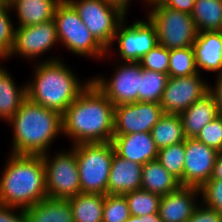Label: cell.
Masks as SVG:
<instances>
[{
	"instance_id": "cell-1",
	"label": "cell",
	"mask_w": 222,
	"mask_h": 222,
	"mask_svg": "<svg viewBox=\"0 0 222 222\" xmlns=\"http://www.w3.org/2000/svg\"><path fill=\"white\" fill-rule=\"evenodd\" d=\"M114 105L91 82L62 115L63 133L79 143L112 142Z\"/></svg>"
},
{
	"instance_id": "cell-2",
	"label": "cell",
	"mask_w": 222,
	"mask_h": 222,
	"mask_svg": "<svg viewBox=\"0 0 222 222\" xmlns=\"http://www.w3.org/2000/svg\"><path fill=\"white\" fill-rule=\"evenodd\" d=\"M0 179V204L27 209L47 198L42 155L12 154Z\"/></svg>"
},
{
	"instance_id": "cell-3",
	"label": "cell",
	"mask_w": 222,
	"mask_h": 222,
	"mask_svg": "<svg viewBox=\"0 0 222 222\" xmlns=\"http://www.w3.org/2000/svg\"><path fill=\"white\" fill-rule=\"evenodd\" d=\"M9 122L14 128L12 154L43 155L57 134L63 132L60 113L28 98Z\"/></svg>"
},
{
	"instance_id": "cell-4",
	"label": "cell",
	"mask_w": 222,
	"mask_h": 222,
	"mask_svg": "<svg viewBox=\"0 0 222 222\" xmlns=\"http://www.w3.org/2000/svg\"><path fill=\"white\" fill-rule=\"evenodd\" d=\"M61 60H46L36 67L35 77L27 86V98L63 115L73 101L92 82L80 84ZM84 85V86H83Z\"/></svg>"
},
{
	"instance_id": "cell-5",
	"label": "cell",
	"mask_w": 222,
	"mask_h": 222,
	"mask_svg": "<svg viewBox=\"0 0 222 222\" xmlns=\"http://www.w3.org/2000/svg\"><path fill=\"white\" fill-rule=\"evenodd\" d=\"M78 172L80 176L81 193L107 194L114 147L107 143H79L73 145Z\"/></svg>"
},
{
	"instance_id": "cell-6",
	"label": "cell",
	"mask_w": 222,
	"mask_h": 222,
	"mask_svg": "<svg viewBox=\"0 0 222 222\" xmlns=\"http://www.w3.org/2000/svg\"><path fill=\"white\" fill-rule=\"evenodd\" d=\"M148 19L155 26L158 44L168 50L192 47L198 31L191 14L166 7L161 2L152 4Z\"/></svg>"
},
{
	"instance_id": "cell-7",
	"label": "cell",
	"mask_w": 222,
	"mask_h": 222,
	"mask_svg": "<svg viewBox=\"0 0 222 222\" xmlns=\"http://www.w3.org/2000/svg\"><path fill=\"white\" fill-rule=\"evenodd\" d=\"M53 19L56 23L58 41H61L71 52L80 56L89 55L98 58L107 53L67 0H61L57 4Z\"/></svg>"
},
{
	"instance_id": "cell-8",
	"label": "cell",
	"mask_w": 222,
	"mask_h": 222,
	"mask_svg": "<svg viewBox=\"0 0 222 222\" xmlns=\"http://www.w3.org/2000/svg\"><path fill=\"white\" fill-rule=\"evenodd\" d=\"M94 38L108 51L125 13L105 0H67Z\"/></svg>"
},
{
	"instance_id": "cell-9",
	"label": "cell",
	"mask_w": 222,
	"mask_h": 222,
	"mask_svg": "<svg viewBox=\"0 0 222 222\" xmlns=\"http://www.w3.org/2000/svg\"><path fill=\"white\" fill-rule=\"evenodd\" d=\"M45 166L47 196L53 199H69L81 193L75 150L48 159L47 152L42 155Z\"/></svg>"
},
{
	"instance_id": "cell-10",
	"label": "cell",
	"mask_w": 222,
	"mask_h": 222,
	"mask_svg": "<svg viewBox=\"0 0 222 222\" xmlns=\"http://www.w3.org/2000/svg\"><path fill=\"white\" fill-rule=\"evenodd\" d=\"M112 79L102 77L92 79V83L109 99L114 106L132 104L140 101V76L142 66L139 62H125L119 66Z\"/></svg>"
},
{
	"instance_id": "cell-11",
	"label": "cell",
	"mask_w": 222,
	"mask_h": 222,
	"mask_svg": "<svg viewBox=\"0 0 222 222\" xmlns=\"http://www.w3.org/2000/svg\"><path fill=\"white\" fill-rule=\"evenodd\" d=\"M199 76L198 72L190 76L169 77L159 103L164 114H181L209 93L208 84Z\"/></svg>"
},
{
	"instance_id": "cell-12",
	"label": "cell",
	"mask_w": 222,
	"mask_h": 222,
	"mask_svg": "<svg viewBox=\"0 0 222 222\" xmlns=\"http://www.w3.org/2000/svg\"><path fill=\"white\" fill-rule=\"evenodd\" d=\"M159 103L138 101L114 107V135L151 132L163 115Z\"/></svg>"
},
{
	"instance_id": "cell-13",
	"label": "cell",
	"mask_w": 222,
	"mask_h": 222,
	"mask_svg": "<svg viewBox=\"0 0 222 222\" xmlns=\"http://www.w3.org/2000/svg\"><path fill=\"white\" fill-rule=\"evenodd\" d=\"M123 22L117 28L114 41L118 39V49L125 62H139L145 54L158 45L155 26L149 19L147 22L136 21L126 27Z\"/></svg>"
},
{
	"instance_id": "cell-14",
	"label": "cell",
	"mask_w": 222,
	"mask_h": 222,
	"mask_svg": "<svg viewBox=\"0 0 222 222\" xmlns=\"http://www.w3.org/2000/svg\"><path fill=\"white\" fill-rule=\"evenodd\" d=\"M184 149L183 186L201 188L211 179L215 161L220 152L195 138H186Z\"/></svg>"
},
{
	"instance_id": "cell-15",
	"label": "cell",
	"mask_w": 222,
	"mask_h": 222,
	"mask_svg": "<svg viewBox=\"0 0 222 222\" xmlns=\"http://www.w3.org/2000/svg\"><path fill=\"white\" fill-rule=\"evenodd\" d=\"M58 41L54 19L27 27L15 28V38L9 56L19 53L26 58H36L52 48Z\"/></svg>"
},
{
	"instance_id": "cell-16",
	"label": "cell",
	"mask_w": 222,
	"mask_h": 222,
	"mask_svg": "<svg viewBox=\"0 0 222 222\" xmlns=\"http://www.w3.org/2000/svg\"><path fill=\"white\" fill-rule=\"evenodd\" d=\"M112 144L118 156L141 165L156 160L159 151L151 132L113 135Z\"/></svg>"
},
{
	"instance_id": "cell-17",
	"label": "cell",
	"mask_w": 222,
	"mask_h": 222,
	"mask_svg": "<svg viewBox=\"0 0 222 222\" xmlns=\"http://www.w3.org/2000/svg\"><path fill=\"white\" fill-rule=\"evenodd\" d=\"M200 188L193 186H180L172 193L161 196L159 217L162 222H187L197 205L195 195Z\"/></svg>"
},
{
	"instance_id": "cell-18",
	"label": "cell",
	"mask_w": 222,
	"mask_h": 222,
	"mask_svg": "<svg viewBox=\"0 0 222 222\" xmlns=\"http://www.w3.org/2000/svg\"><path fill=\"white\" fill-rule=\"evenodd\" d=\"M142 167L143 165L124 159L114 152L108 178L107 194L124 195L128 192L140 190Z\"/></svg>"
},
{
	"instance_id": "cell-19",
	"label": "cell",
	"mask_w": 222,
	"mask_h": 222,
	"mask_svg": "<svg viewBox=\"0 0 222 222\" xmlns=\"http://www.w3.org/2000/svg\"><path fill=\"white\" fill-rule=\"evenodd\" d=\"M196 68L207 71H218L222 74V32L202 31L198 32L197 38L192 45Z\"/></svg>"
},
{
	"instance_id": "cell-20",
	"label": "cell",
	"mask_w": 222,
	"mask_h": 222,
	"mask_svg": "<svg viewBox=\"0 0 222 222\" xmlns=\"http://www.w3.org/2000/svg\"><path fill=\"white\" fill-rule=\"evenodd\" d=\"M219 115L215 99L210 93L195 101L180 114L185 137L195 138L210 121Z\"/></svg>"
},
{
	"instance_id": "cell-21",
	"label": "cell",
	"mask_w": 222,
	"mask_h": 222,
	"mask_svg": "<svg viewBox=\"0 0 222 222\" xmlns=\"http://www.w3.org/2000/svg\"><path fill=\"white\" fill-rule=\"evenodd\" d=\"M28 222H74L70 203L67 199L44 198L25 209Z\"/></svg>"
},
{
	"instance_id": "cell-22",
	"label": "cell",
	"mask_w": 222,
	"mask_h": 222,
	"mask_svg": "<svg viewBox=\"0 0 222 222\" xmlns=\"http://www.w3.org/2000/svg\"><path fill=\"white\" fill-rule=\"evenodd\" d=\"M181 186L157 160L149 161L142 167L141 189L160 196L172 193Z\"/></svg>"
},
{
	"instance_id": "cell-23",
	"label": "cell",
	"mask_w": 222,
	"mask_h": 222,
	"mask_svg": "<svg viewBox=\"0 0 222 222\" xmlns=\"http://www.w3.org/2000/svg\"><path fill=\"white\" fill-rule=\"evenodd\" d=\"M61 0H15L10 7L17 10L19 27H27L50 21Z\"/></svg>"
},
{
	"instance_id": "cell-24",
	"label": "cell",
	"mask_w": 222,
	"mask_h": 222,
	"mask_svg": "<svg viewBox=\"0 0 222 222\" xmlns=\"http://www.w3.org/2000/svg\"><path fill=\"white\" fill-rule=\"evenodd\" d=\"M27 99V86L17 88L11 75L0 67V118L9 121Z\"/></svg>"
},
{
	"instance_id": "cell-25",
	"label": "cell",
	"mask_w": 222,
	"mask_h": 222,
	"mask_svg": "<svg viewBox=\"0 0 222 222\" xmlns=\"http://www.w3.org/2000/svg\"><path fill=\"white\" fill-rule=\"evenodd\" d=\"M67 200L74 222H102L105 195L79 193Z\"/></svg>"
},
{
	"instance_id": "cell-26",
	"label": "cell",
	"mask_w": 222,
	"mask_h": 222,
	"mask_svg": "<svg viewBox=\"0 0 222 222\" xmlns=\"http://www.w3.org/2000/svg\"><path fill=\"white\" fill-rule=\"evenodd\" d=\"M151 134L158 149L184 142L186 139L180 114H163L152 127Z\"/></svg>"
},
{
	"instance_id": "cell-27",
	"label": "cell",
	"mask_w": 222,
	"mask_h": 222,
	"mask_svg": "<svg viewBox=\"0 0 222 222\" xmlns=\"http://www.w3.org/2000/svg\"><path fill=\"white\" fill-rule=\"evenodd\" d=\"M191 17L198 32L220 31L222 28V0H195Z\"/></svg>"
},
{
	"instance_id": "cell-28",
	"label": "cell",
	"mask_w": 222,
	"mask_h": 222,
	"mask_svg": "<svg viewBox=\"0 0 222 222\" xmlns=\"http://www.w3.org/2000/svg\"><path fill=\"white\" fill-rule=\"evenodd\" d=\"M169 75L142 68L140 76V101L160 103Z\"/></svg>"
},
{
	"instance_id": "cell-29",
	"label": "cell",
	"mask_w": 222,
	"mask_h": 222,
	"mask_svg": "<svg viewBox=\"0 0 222 222\" xmlns=\"http://www.w3.org/2000/svg\"><path fill=\"white\" fill-rule=\"evenodd\" d=\"M130 214L141 217L144 215L158 214L161 196L143 189L124 194Z\"/></svg>"
},
{
	"instance_id": "cell-30",
	"label": "cell",
	"mask_w": 222,
	"mask_h": 222,
	"mask_svg": "<svg viewBox=\"0 0 222 222\" xmlns=\"http://www.w3.org/2000/svg\"><path fill=\"white\" fill-rule=\"evenodd\" d=\"M183 186V168L185 164L184 142L159 149L156 159Z\"/></svg>"
},
{
	"instance_id": "cell-31",
	"label": "cell",
	"mask_w": 222,
	"mask_h": 222,
	"mask_svg": "<svg viewBox=\"0 0 222 222\" xmlns=\"http://www.w3.org/2000/svg\"><path fill=\"white\" fill-rule=\"evenodd\" d=\"M169 59V77H184L198 73L192 47L171 49Z\"/></svg>"
},
{
	"instance_id": "cell-32",
	"label": "cell",
	"mask_w": 222,
	"mask_h": 222,
	"mask_svg": "<svg viewBox=\"0 0 222 222\" xmlns=\"http://www.w3.org/2000/svg\"><path fill=\"white\" fill-rule=\"evenodd\" d=\"M130 216L124 195H105L102 222H125Z\"/></svg>"
},
{
	"instance_id": "cell-33",
	"label": "cell",
	"mask_w": 222,
	"mask_h": 222,
	"mask_svg": "<svg viewBox=\"0 0 222 222\" xmlns=\"http://www.w3.org/2000/svg\"><path fill=\"white\" fill-rule=\"evenodd\" d=\"M170 50L162 45H156L149 53L145 54L139 63L143 69L153 70L168 75Z\"/></svg>"
},
{
	"instance_id": "cell-34",
	"label": "cell",
	"mask_w": 222,
	"mask_h": 222,
	"mask_svg": "<svg viewBox=\"0 0 222 222\" xmlns=\"http://www.w3.org/2000/svg\"><path fill=\"white\" fill-rule=\"evenodd\" d=\"M10 7L0 6V57L7 58L12 51L15 29L8 16Z\"/></svg>"
},
{
	"instance_id": "cell-35",
	"label": "cell",
	"mask_w": 222,
	"mask_h": 222,
	"mask_svg": "<svg viewBox=\"0 0 222 222\" xmlns=\"http://www.w3.org/2000/svg\"><path fill=\"white\" fill-rule=\"evenodd\" d=\"M195 139L218 152H222V114L210 121Z\"/></svg>"
},
{
	"instance_id": "cell-36",
	"label": "cell",
	"mask_w": 222,
	"mask_h": 222,
	"mask_svg": "<svg viewBox=\"0 0 222 222\" xmlns=\"http://www.w3.org/2000/svg\"><path fill=\"white\" fill-rule=\"evenodd\" d=\"M205 206L217 210L222 215V180H208L201 188Z\"/></svg>"
},
{
	"instance_id": "cell-37",
	"label": "cell",
	"mask_w": 222,
	"mask_h": 222,
	"mask_svg": "<svg viewBox=\"0 0 222 222\" xmlns=\"http://www.w3.org/2000/svg\"><path fill=\"white\" fill-rule=\"evenodd\" d=\"M187 222H222V215L215 209L196 207L191 218Z\"/></svg>"
},
{
	"instance_id": "cell-38",
	"label": "cell",
	"mask_w": 222,
	"mask_h": 222,
	"mask_svg": "<svg viewBox=\"0 0 222 222\" xmlns=\"http://www.w3.org/2000/svg\"><path fill=\"white\" fill-rule=\"evenodd\" d=\"M14 208L17 209L16 207L0 204V222H28L25 210L20 209V213L16 215L12 211Z\"/></svg>"
},
{
	"instance_id": "cell-39",
	"label": "cell",
	"mask_w": 222,
	"mask_h": 222,
	"mask_svg": "<svg viewBox=\"0 0 222 222\" xmlns=\"http://www.w3.org/2000/svg\"><path fill=\"white\" fill-rule=\"evenodd\" d=\"M161 3L168 8L191 14L195 0H162Z\"/></svg>"
},
{
	"instance_id": "cell-40",
	"label": "cell",
	"mask_w": 222,
	"mask_h": 222,
	"mask_svg": "<svg viewBox=\"0 0 222 222\" xmlns=\"http://www.w3.org/2000/svg\"><path fill=\"white\" fill-rule=\"evenodd\" d=\"M215 86V89L209 87V93L214 97L218 111L222 114V74L218 75L217 84Z\"/></svg>"
},
{
	"instance_id": "cell-41",
	"label": "cell",
	"mask_w": 222,
	"mask_h": 222,
	"mask_svg": "<svg viewBox=\"0 0 222 222\" xmlns=\"http://www.w3.org/2000/svg\"><path fill=\"white\" fill-rule=\"evenodd\" d=\"M125 222H162L159 214L144 215L141 217L130 216Z\"/></svg>"
},
{
	"instance_id": "cell-42",
	"label": "cell",
	"mask_w": 222,
	"mask_h": 222,
	"mask_svg": "<svg viewBox=\"0 0 222 222\" xmlns=\"http://www.w3.org/2000/svg\"><path fill=\"white\" fill-rule=\"evenodd\" d=\"M210 180H222V152L217 156Z\"/></svg>"
},
{
	"instance_id": "cell-43",
	"label": "cell",
	"mask_w": 222,
	"mask_h": 222,
	"mask_svg": "<svg viewBox=\"0 0 222 222\" xmlns=\"http://www.w3.org/2000/svg\"><path fill=\"white\" fill-rule=\"evenodd\" d=\"M106 2L117 6L120 8L124 13H126L128 9V2L130 3V0H105Z\"/></svg>"
},
{
	"instance_id": "cell-44",
	"label": "cell",
	"mask_w": 222,
	"mask_h": 222,
	"mask_svg": "<svg viewBox=\"0 0 222 222\" xmlns=\"http://www.w3.org/2000/svg\"><path fill=\"white\" fill-rule=\"evenodd\" d=\"M10 5L7 0H0V6L10 7Z\"/></svg>"
},
{
	"instance_id": "cell-45",
	"label": "cell",
	"mask_w": 222,
	"mask_h": 222,
	"mask_svg": "<svg viewBox=\"0 0 222 222\" xmlns=\"http://www.w3.org/2000/svg\"><path fill=\"white\" fill-rule=\"evenodd\" d=\"M146 3H149L150 5L157 3V2H161L162 0H146Z\"/></svg>"
},
{
	"instance_id": "cell-46",
	"label": "cell",
	"mask_w": 222,
	"mask_h": 222,
	"mask_svg": "<svg viewBox=\"0 0 222 222\" xmlns=\"http://www.w3.org/2000/svg\"><path fill=\"white\" fill-rule=\"evenodd\" d=\"M10 4H12L15 0H7Z\"/></svg>"
}]
</instances>
